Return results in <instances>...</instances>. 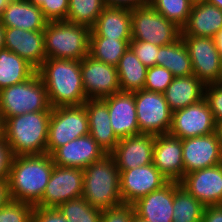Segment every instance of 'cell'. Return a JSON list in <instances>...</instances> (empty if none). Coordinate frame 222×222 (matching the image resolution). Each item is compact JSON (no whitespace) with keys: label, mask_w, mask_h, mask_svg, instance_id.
Wrapping results in <instances>:
<instances>
[{"label":"cell","mask_w":222,"mask_h":222,"mask_svg":"<svg viewBox=\"0 0 222 222\" xmlns=\"http://www.w3.org/2000/svg\"><path fill=\"white\" fill-rule=\"evenodd\" d=\"M52 108L83 105L87 100L80 61L46 58L37 69Z\"/></svg>","instance_id":"6da1fadb"},{"label":"cell","mask_w":222,"mask_h":222,"mask_svg":"<svg viewBox=\"0 0 222 222\" xmlns=\"http://www.w3.org/2000/svg\"><path fill=\"white\" fill-rule=\"evenodd\" d=\"M53 168L50 154L14 156L8 177L11 200L35 206L42 199Z\"/></svg>","instance_id":"7a4b0ae2"},{"label":"cell","mask_w":222,"mask_h":222,"mask_svg":"<svg viewBox=\"0 0 222 222\" xmlns=\"http://www.w3.org/2000/svg\"><path fill=\"white\" fill-rule=\"evenodd\" d=\"M51 111L29 112L4 120L3 137L14 156L46 154Z\"/></svg>","instance_id":"3957f363"},{"label":"cell","mask_w":222,"mask_h":222,"mask_svg":"<svg viewBox=\"0 0 222 222\" xmlns=\"http://www.w3.org/2000/svg\"><path fill=\"white\" fill-rule=\"evenodd\" d=\"M84 170L82 196L93 207L104 210L122 204L120 171L110 154Z\"/></svg>","instance_id":"277c9868"},{"label":"cell","mask_w":222,"mask_h":222,"mask_svg":"<svg viewBox=\"0 0 222 222\" xmlns=\"http://www.w3.org/2000/svg\"><path fill=\"white\" fill-rule=\"evenodd\" d=\"M43 31L46 58L81 61L89 54L91 28L67 21H50Z\"/></svg>","instance_id":"5b68a950"},{"label":"cell","mask_w":222,"mask_h":222,"mask_svg":"<svg viewBox=\"0 0 222 222\" xmlns=\"http://www.w3.org/2000/svg\"><path fill=\"white\" fill-rule=\"evenodd\" d=\"M38 111H52V107L45 85L37 72L25 82L0 90V114L3 121Z\"/></svg>","instance_id":"8992f818"},{"label":"cell","mask_w":222,"mask_h":222,"mask_svg":"<svg viewBox=\"0 0 222 222\" xmlns=\"http://www.w3.org/2000/svg\"><path fill=\"white\" fill-rule=\"evenodd\" d=\"M182 29L150 4L131 8V39L164 46L177 41Z\"/></svg>","instance_id":"52a82bcc"},{"label":"cell","mask_w":222,"mask_h":222,"mask_svg":"<svg viewBox=\"0 0 222 222\" xmlns=\"http://www.w3.org/2000/svg\"><path fill=\"white\" fill-rule=\"evenodd\" d=\"M89 134L88 115L85 105L52 108L46 154L58 147Z\"/></svg>","instance_id":"ba28073f"},{"label":"cell","mask_w":222,"mask_h":222,"mask_svg":"<svg viewBox=\"0 0 222 222\" xmlns=\"http://www.w3.org/2000/svg\"><path fill=\"white\" fill-rule=\"evenodd\" d=\"M138 126L141 134H168L172 125V111L163 93L145 89L133 92Z\"/></svg>","instance_id":"9c48e42d"},{"label":"cell","mask_w":222,"mask_h":222,"mask_svg":"<svg viewBox=\"0 0 222 222\" xmlns=\"http://www.w3.org/2000/svg\"><path fill=\"white\" fill-rule=\"evenodd\" d=\"M217 131L218 125L205 98L172 112L169 134L181 140L205 136Z\"/></svg>","instance_id":"30bf717a"},{"label":"cell","mask_w":222,"mask_h":222,"mask_svg":"<svg viewBox=\"0 0 222 222\" xmlns=\"http://www.w3.org/2000/svg\"><path fill=\"white\" fill-rule=\"evenodd\" d=\"M191 59L193 74L205 85L218 83L222 65L214 38L181 36Z\"/></svg>","instance_id":"8fae6325"},{"label":"cell","mask_w":222,"mask_h":222,"mask_svg":"<svg viewBox=\"0 0 222 222\" xmlns=\"http://www.w3.org/2000/svg\"><path fill=\"white\" fill-rule=\"evenodd\" d=\"M83 178V169L54 165L42 199L35 206L58 208L70 199L81 197L83 192Z\"/></svg>","instance_id":"7c38bea8"},{"label":"cell","mask_w":222,"mask_h":222,"mask_svg":"<svg viewBox=\"0 0 222 222\" xmlns=\"http://www.w3.org/2000/svg\"><path fill=\"white\" fill-rule=\"evenodd\" d=\"M80 70L87 99H104L121 91L116 66L88 54L80 61Z\"/></svg>","instance_id":"4fadbf2b"},{"label":"cell","mask_w":222,"mask_h":222,"mask_svg":"<svg viewBox=\"0 0 222 222\" xmlns=\"http://www.w3.org/2000/svg\"><path fill=\"white\" fill-rule=\"evenodd\" d=\"M184 175L222 163V140L219 131L182 140Z\"/></svg>","instance_id":"5bb4252c"},{"label":"cell","mask_w":222,"mask_h":222,"mask_svg":"<svg viewBox=\"0 0 222 222\" xmlns=\"http://www.w3.org/2000/svg\"><path fill=\"white\" fill-rule=\"evenodd\" d=\"M169 180L152 164L120 172V195L123 203L133 204L139 198L162 188Z\"/></svg>","instance_id":"9a60e30c"},{"label":"cell","mask_w":222,"mask_h":222,"mask_svg":"<svg viewBox=\"0 0 222 222\" xmlns=\"http://www.w3.org/2000/svg\"><path fill=\"white\" fill-rule=\"evenodd\" d=\"M180 185L204 206L222 204V163L185 174Z\"/></svg>","instance_id":"2e32d148"},{"label":"cell","mask_w":222,"mask_h":222,"mask_svg":"<svg viewBox=\"0 0 222 222\" xmlns=\"http://www.w3.org/2000/svg\"><path fill=\"white\" fill-rule=\"evenodd\" d=\"M155 136L138 134L122 138L110 153L119 171L146 166L153 162Z\"/></svg>","instance_id":"e0dca14e"},{"label":"cell","mask_w":222,"mask_h":222,"mask_svg":"<svg viewBox=\"0 0 222 222\" xmlns=\"http://www.w3.org/2000/svg\"><path fill=\"white\" fill-rule=\"evenodd\" d=\"M107 155L90 134L58 147L52 154L54 165L84 169Z\"/></svg>","instance_id":"ac0fdd59"},{"label":"cell","mask_w":222,"mask_h":222,"mask_svg":"<svg viewBox=\"0 0 222 222\" xmlns=\"http://www.w3.org/2000/svg\"><path fill=\"white\" fill-rule=\"evenodd\" d=\"M102 100L107 104L111 127L119 139L141 134L133 92L119 91Z\"/></svg>","instance_id":"d6986e66"},{"label":"cell","mask_w":222,"mask_h":222,"mask_svg":"<svg viewBox=\"0 0 222 222\" xmlns=\"http://www.w3.org/2000/svg\"><path fill=\"white\" fill-rule=\"evenodd\" d=\"M152 163L169 181L180 182L184 177L182 140L169 133L155 136Z\"/></svg>","instance_id":"ffe728a7"},{"label":"cell","mask_w":222,"mask_h":222,"mask_svg":"<svg viewBox=\"0 0 222 222\" xmlns=\"http://www.w3.org/2000/svg\"><path fill=\"white\" fill-rule=\"evenodd\" d=\"M5 47L25 59L36 70L46 59L44 31L5 28Z\"/></svg>","instance_id":"44dd1931"},{"label":"cell","mask_w":222,"mask_h":222,"mask_svg":"<svg viewBox=\"0 0 222 222\" xmlns=\"http://www.w3.org/2000/svg\"><path fill=\"white\" fill-rule=\"evenodd\" d=\"M174 181L133 203L135 215L146 222H172Z\"/></svg>","instance_id":"7402d4cb"},{"label":"cell","mask_w":222,"mask_h":222,"mask_svg":"<svg viewBox=\"0 0 222 222\" xmlns=\"http://www.w3.org/2000/svg\"><path fill=\"white\" fill-rule=\"evenodd\" d=\"M84 105L88 115L89 134L106 154H110L120 139L111 127L107 104L102 99H87Z\"/></svg>","instance_id":"603a6c76"},{"label":"cell","mask_w":222,"mask_h":222,"mask_svg":"<svg viewBox=\"0 0 222 222\" xmlns=\"http://www.w3.org/2000/svg\"><path fill=\"white\" fill-rule=\"evenodd\" d=\"M90 38L131 39V8L106 6L91 28Z\"/></svg>","instance_id":"cb8c5ba5"},{"label":"cell","mask_w":222,"mask_h":222,"mask_svg":"<svg viewBox=\"0 0 222 222\" xmlns=\"http://www.w3.org/2000/svg\"><path fill=\"white\" fill-rule=\"evenodd\" d=\"M0 20L5 28L28 31H43L49 22L40 7L28 0H11Z\"/></svg>","instance_id":"d4e9b609"},{"label":"cell","mask_w":222,"mask_h":222,"mask_svg":"<svg viewBox=\"0 0 222 222\" xmlns=\"http://www.w3.org/2000/svg\"><path fill=\"white\" fill-rule=\"evenodd\" d=\"M222 28V10L206 1L193 3L181 36L214 38Z\"/></svg>","instance_id":"484cf974"},{"label":"cell","mask_w":222,"mask_h":222,"mask_svg":"<svg viewBox=\"0 0 222 222\" xmlns=\"http://www.w3.org/2000/svg\"><path fill=\"white\" fill-rule=\"evenodd\" d=\"M205 86L194 74L174 77L163 94L170 110L174 112L204 99Z\"/></svg>","instance_id":"4316f807"},{"label":"cell","mask_w":222,"mask_h":222,"mask_svg":"<svg viewBox=\"0 0 222 222\" xmlns=\"http://www.w3.org/2000/svg\"><path fill=\"white\" fill-rule=\"evenodd\" d=\"M37 70L25 59L9 49H0V90L25 82Z\"/></svg>","instance_id":"83f0119b"},{"label":"cell","mask_w":222,"mask_h":222,"mask_svg":"<svg viewBox=\"0 0 222 222\" xmlns=\"http://www.w3.org/2000/svg\"><path fill=\"white\" fill-rule=\"evenodd\" d=\"M156 65L168 69L174 77H186L193 74L191 59L182 38L160 46Z\"/></svg>","instance_id":"f1b7e54d"},{"label":"cell","mask_w":222,"mask_h":222,"mask_svg":"<svg viewBox=\"0 0 222 222\" xmlns=\"http://www.w3.org/2000/svg\"><path fill=\"white\" fill-rule=\"evenodd\" d=\"M116 67L121 91L135 92L144 88L148 68L130 48L120 58Z\"/></svg>","instance_id":"f546056e"},{"label":"cell","mask_w":222,"mask_h":222,"mask_svg":"<svg viewBox=\"0 0 222 222\" xmlns=\"http://www.w3.org/2000/svg\"><path fill=\"white\" fill-rule=\"evenodd\" d=\"M204 205L174 181L172 222H201Z\"/></svg>","instance_id":"4dcf8cb0"},{"label":"cell","mask_w":222,"mask_h":222,"mask_svg":"<svg viewBox=\"0 0 222 222\" xmlns=\"http://www.w3.org/2000/svg\"><path fill=\"white\" fill-rule=\"evenodd\" d=\"M132 39L90 38L89 55L96 60L117 66Z\"/></svg>","instance_id":"1f68e13d"},{"label":"cell","mask_w":222,"mask_h":222,"mask_svg":"<svg viewBox=\"0 0 222 222\" xmlns=\"http://www.w3.org/2000/svg\"><path fill=\"white\" fill-rule=\"evenodd\" d=\"M105 7L103 0H69L65 21L92 28Z\"/></svg>","instance_id":"d6a6232c"},{"label":"cell","mask_w":222,"mask_h":222,"mask_svg":"<svg viewBox=\"0 0 222 222\" xmlns=\"http://www.w3.org/2000/svg\"><path fill=\"white\" fill-rule=\"evenodd\" d=\"M58 209L67 222H100L101 220L102 210L93 207L83 196L64 202Z\"/></svg>","instance_id":"836d02e7"},{"label":"cell","mask_w":222,"mask_h":222,"mask_svg":"<svg viewBox=\"0 0 222 222\" xmlns=\"http://www.w3.org/2000/svg\"><path fill=\"white\" fill-rule=\"evenodd\" d=\"M149 4L182 29L188 21L193 2L191 0H149Z\"/></svg>","instance_id":"e575fe53"},{"label":"cell","mask_w":222,"mask_h":222,"mask_svg":"<svg viewBox=\"0 0 222 222\" xmlns=\"http://www.w3.org/2000/svg\"><path fill=\"white\" fill-rule=\"evenodd\" d=\"M33 208L32 204L10 200L0 208V222H31Z\"/></svg>","instance_id":"d590c367"},{"label":"cell","mask_w":222,"mask_h":222,"mask_svg":"<svg viewBox=\"0 0 222 222\" xmlns=\"http://www.w3.org/2000/svg\"><path fill=\"white\" fill-rule=\"evenodd\" d=\"M173 79L174 76L168 69L156 65L147 69L146 81L143 89L164 93Z\"/></svg>","instance_id":"8d00e7d4"},{"label":"cell","mask_w":222,"mask_h":222,"mask_svg":"<svg viewBox=\"0 0 222 222\" xmlns=\"http://www.w3.org/2000/svg\"><path fill=\"white\" fill-rule=\"evenodd\" d=\"M129 48L147 68L156 66V58L159 55L160 46L150 42L131 40Z\"/></svg>","instance_id":"74e56055"},{"label":"cell","mask_w":222,"mask_h":222,"mask_svg":"<svg viewBox=\"0 0 222 222\" xmlns=\"http://www.w3.org/2000/svg\"><path fill=\"white\" fill-rule=\"evenodd\" d=\"M134 215V205L122 203L102 210L100 222H131Z\"/></svg>","instance_id":"f35d334b"},{"label":"cell","mask_w":222,"mask_h":222,"mask_svg":"<svg viewBox=\"0 0 222 222\" xmlns=\"http://www.w3.org/2000/svg\"><path fill=\"white\" fill-rule=\"evenodd\" d=\"M218 127L222 124V86L218 83L205 86V96Z\"/></svg>","instance_id":"ab89813d"},{"label":"cell","mask_w":222,"mask_h":222,"mask_svg":"<svg viewBox=\"0 0 222 222\" xmlns=\"http://www.w3.org/2000/svg\"><path fill=\"white\" fill-rule=\"evenodd\" d=\"M69 0H48V5H41L45 18L50 21H65L68 14Z\"/></svg>","instance_id":"60d3db41"},{"label":"cell","mask_w":222,"mask_h":222,"mask_svg":"<svg viewBox=\"0 0 222 222\" xmlns=\"http://www.w3.org/2000/svg\"><path fill=\"white\" fill-rule=\"evenodd\" d=\"M31 222H67L58 208L34 206Z\"/></svg>","instance_id":"b9f144b4"},{"label":"cell","mask_w":222,"mask_h":222,"mask_svg":"<svg viewBox=\"0 0 222 222\" xmlns=\"http://www.w3.org/2000/svg\"><path fill=\"white\" fill-rule=\"evenodd\" d=\"M12 150L3 138L0 139V180L8 179L13 160Z\"/></svg>","instance_id":"7bdbcfd3"},{"label":"cell","mask_w":222,"mask_h":222,"mask_svg":"<svg viewBox=\"0 0 222 222\" xmlns=\"http://www.w3.org/2000/svg\"><path fill=\"white\" fill-rule=\"evenodd\" d=\"M201 222H222V204L205 206Z\"/></svg>","instance_id":"ee69618b"},{"label":"cell","mask_w":222,"mask_h":222,"mask_svg":"<svg viewBox=\"0 0 222 222\" xmlns=\"http://www.w3.org/2000/svg\"><path fill=\"white\" fill-rule=\"evenodd\" d=\"M106 6L135 8L149 4V0H103Z\"/></svg>","instance_id":"f6af8a7d"},{"label":"cell","mask_w":222,"mask_h":222,"mask_svg":"<svg viewBox=\"0 0 222 222\" xmlns=\"http://www.w3.org/2000/svg\"><path fill=\"white\" fill-rule=\"evenodd\" d=\"M11 200L8 179L0 180V208Z\"/></svg>","instance_id":"bcb514c9"},{"label":"cell","mask_w":222,"mask_h":222,"mask_svg":"<svg viewBox=\"0 0 222 222\" xmlns=\"http://www.w3.org/2000/svg\"><path fill=\"white\" fill-rule=\"evenodd\" d=\"M214 41H215L217 50L219 52L220 62H221V65H222V28L214 36Z\"/></svg>","instance_id":"7dc6e473"},{"label":"cell","mask_w":222,"mask_h":222,"mask_svg":"<svg viewBox=\"0 0 222 222\" xmlns=\"http://www.w3.org/2000/svg\"><path fill=\"white\" fill-rule=\"evenodd\" d=\"M4 34H5V27L2 25L0 20V49H3L5 47Z\"/></svg>","instance_id":"c3c4849f"},{"label":"cell","mask_w":222,"mask_h":222,"mask_svg":"<svg viewBox=\"0 0 222 222\" xmlns=\"http://www.w3.org/2000/svg\"><path fill=\"white\" fill-rule=\"evenodd\" d=\"M11 0H0V17Z\"/></svg>","instance_id":"681fc988"},{"label":"cell","mask_w":222,"mask_h":222,"mask_svg":"<svg viewBox=\"0 0 222 222\" xmlns=\"http://www.w3.org/2000/svg\"><path fill=\"white\" fill-rule=\"evenodd\" d=\"M34 5L40 7L41 5H48V0H28Z\"/></svg>","instance_id":"f907efd6"},{"label":"cell","mask_w":222,"mask_h":222,"mask_svg":"<svg viewBox=\"0 0 222 222\" xmlns=\"http://www.w3.org/2000/svg\"><path fill=\"white\" fill-rule=\"evenodd\" d=\"M207 3L215 5L222 10V0H205Z\"/></svg>","instance_id":"816d5d0a"},{"label":"cell","mask_w":222,"mask_h":222,"mask_svg":"<svg viewBox=\"0 0 222 222\" xmlns=\"http://www.w3.org/2000/svg\"><path fill=\"white\" fill-rule=\"evenodd\" d=\"M3 126H4V121L0 114V139L3 138Z\"/></svg>","instance_id":"f5cc1de1"},{"label":"cell","mask_w":222,"mask_h":222,"mask_svg":"<svg viewBox=\"0 0 222 222\" xmlns=\"http://www.w3.org/2000/svg\"><path fill=\"white\" fill-rule=\"evenodd\" d=\"M131 222H146V221H144L143 219H140L138 216L134 215Z\"/></svg>","instance_id":"db71d44e"},{"label":"cell","mask_w":222,"mask_h":222,"mask_svg":"<svg viewBox=\"0 0 222 222\" xmlns=\"http://www.w3.org/2000/svg\"><path fill=\"white\" fill-rule=\"evenodd\" d=\"M218 131L220 133L221 140H222V124L218 127Z\"/></svg>","instance_id":"11a10c76"},{"label":"cell","mask_w":222,"mask_h":222,"mask_svg":"<svg viewBox=\"0 0 222 222\" xmlns=\"http://www.w3.org/2000/svg\"><path fill=\"white\" fill-rule=\"evenodd\" d=\"M193 3L203 2L205 0H191Z\"/></svg>","instance_id":"9f6ffc18"},{"label":"cell","mask_w":222,"mask_h":222,"mask_svg":"<svg viewBox=\"0 0 222 222\" xmlns=\"http://www.w3.org/2000/svg\"><path fill=\"white\" fill-rule=\"evenodd\" d=\"M218 84H219L220 86H222V73H221V78H220Z\"/></svg>","instance_id":"6f0895ef"}]
</instances>
